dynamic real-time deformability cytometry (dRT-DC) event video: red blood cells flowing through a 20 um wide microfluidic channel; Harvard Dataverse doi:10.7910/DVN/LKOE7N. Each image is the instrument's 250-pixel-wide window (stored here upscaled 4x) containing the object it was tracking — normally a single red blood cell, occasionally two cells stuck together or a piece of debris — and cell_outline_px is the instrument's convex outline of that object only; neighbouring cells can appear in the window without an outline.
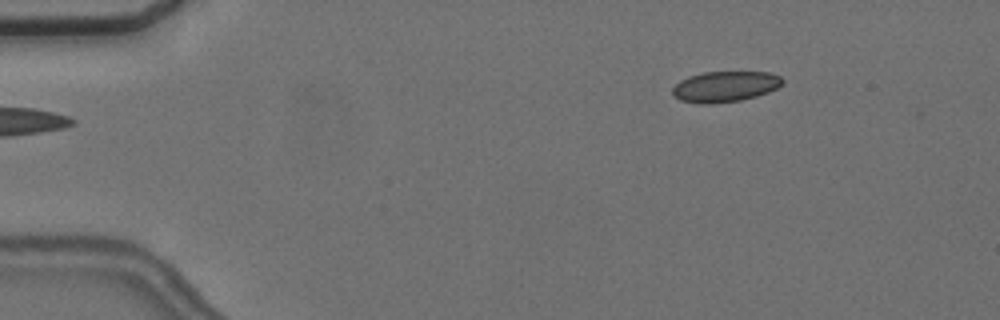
{"species": "common noctule bat (a hibernating species)", "species_latin": "Nyctalus noctula", "temperature_condition": "cold", "stored_images_in_passage": 6, "segment_of_instrument_passage": [2, 2], "camera_frame_rate_fps": 3000, "um_per_image_px": 0.085, "animal": {"sex": "female", "body_mass_g": 24.6, "forearm_length_mm": 56.2}, "frame": {"image": 1, "passage_image": 6, "time_ms": 5.667, "image_size_px": [1000, 320], "cell_outline_px": [[784, 80], [776, 88], [768, 92], [756, 96], [740, 100], [712, 104], [700, 104], [680, 100], [672, 96], [672, 88], [680, 80], [688, 76], [704, 72], [768, 72], [780, 76]], "centroid_in_image_um": [61.58, 7.36], "position_along_channel_um": 23.4, "area_um2": 19.71}}